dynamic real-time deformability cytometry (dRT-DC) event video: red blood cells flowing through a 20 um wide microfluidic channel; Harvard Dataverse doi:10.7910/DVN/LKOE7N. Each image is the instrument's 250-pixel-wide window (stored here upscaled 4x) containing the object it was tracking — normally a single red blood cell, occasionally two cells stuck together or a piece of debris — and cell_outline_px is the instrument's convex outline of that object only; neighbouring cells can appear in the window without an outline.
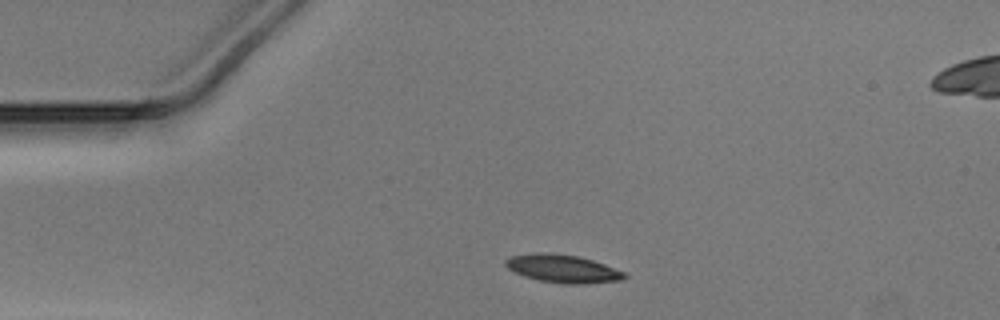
{"species": "Egyptian fruit bat (a non-hibernating species)", "species_latin": "Rousettus aegyptiacus", "temperature_condition": "warm", "stored_images_in_passage": 32, "camera_frame_rate_fps": 3000, "um_per_image_px": 0.085, "animal": {"sex": "male"}, "frame": {"image": 1, "passage_image": 1, "time_ms": 0.0, "image_size_px": [1000, 320], "cell_outline_px": [[628, 276], [620, 280], [580, 284], [568, 284], [540, 280], [524, 276], [508, 268], [504, 264], [504, 260], [512, 256], [532, 252], [552, 252], [580, 256], [604, 264], [624, 272]], "centroid_in_image_um": [47.81, 22.81], "position_along_channel_um": 37.2, "area_um2": 19.36}}
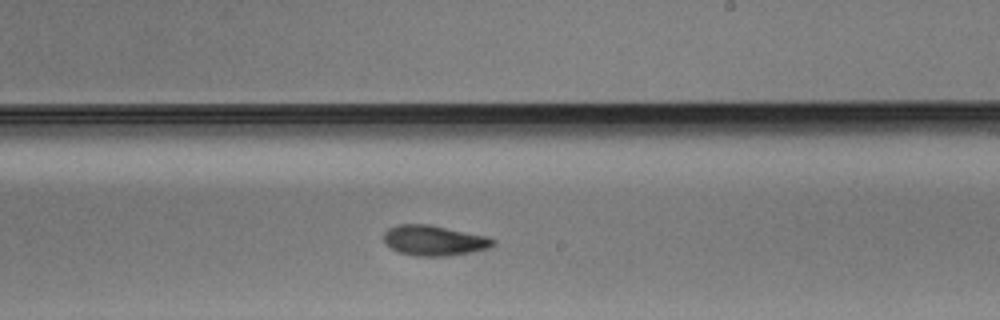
{"frame": {"image": 2, "passage_image": 20, "time_ms": 6.333, "image_size_px": [1000, 320], "cell_outline_px": [[496, 244], [488, 248], [472, 252], [448, 256], [416, 256], [400, 252], [392, 248], [384, 240], [384, 232], [388, 228], [400, 224], [432, 224], [488, 236], [496, 240]], "centroid_in_image_um": [36.95, 20.43], "position_along_channel_um": 252.0, "area_um2": 19.42}}
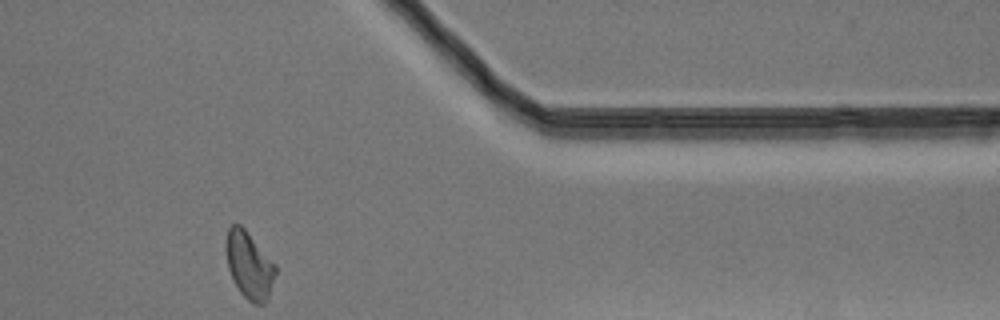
{"frame": {"image": 3, "passage_image": 32, "time_ms": 10.333, "image_size_px": [1000, 320], "cell_outline_px": [[276, 272], [268, 300], [264, 304], [252, 304], [240, 292], [228, 268], [224, 248], [224, 244], [228, 228], [232, 224], [240, 224], [244, 228], [276, 264]], "centroid_in_image_um": [21.17, 22.53], "position_along_channel_um": 390.2, "area_um2": 19.48}}